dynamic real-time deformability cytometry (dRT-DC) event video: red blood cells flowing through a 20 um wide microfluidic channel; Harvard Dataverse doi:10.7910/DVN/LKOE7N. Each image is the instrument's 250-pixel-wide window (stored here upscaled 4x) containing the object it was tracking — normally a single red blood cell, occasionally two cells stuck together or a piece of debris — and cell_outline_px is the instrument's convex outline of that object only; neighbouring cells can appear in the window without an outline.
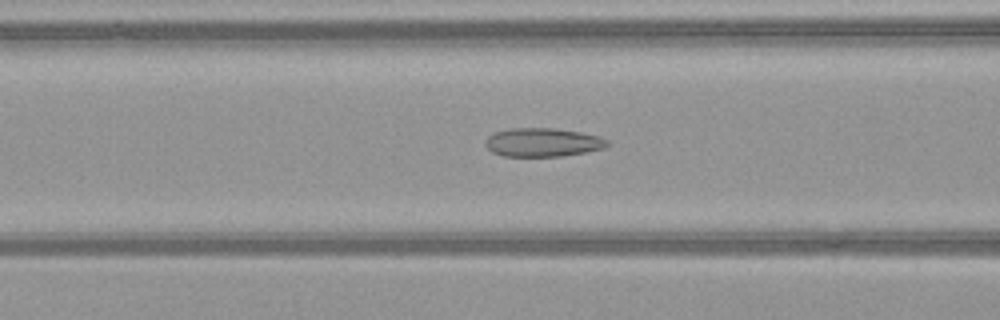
{"species": "common noctule bat (a hibernating species)", "species_latin": "Nyctalus noctula", "temperature_condition": "warm", "stored_images_in_passage": 49, "camera_frame_rate_fps": 3000, "um_per_image_px": 0.085, "animal": {"sex": "female", "body_mass_g": 21.9}, "frame": {"image": 1, "passage_image": 22, "time_ms": 7.0, "image_size_px": [1000, 320], "cell_outline_px": [[608, 144], [604, 148], [584, 152], [560, 156], [504, 156], [492, 152], [484, 144], [488, 136], [496, 132], [508, 128], [556, 128], [580, 132], [600, 136], [608, 140]], "centroid_in_image_um": [46.12, 12.09], "position_along_channel_um": 120.5, "area_um2": 20.29}}
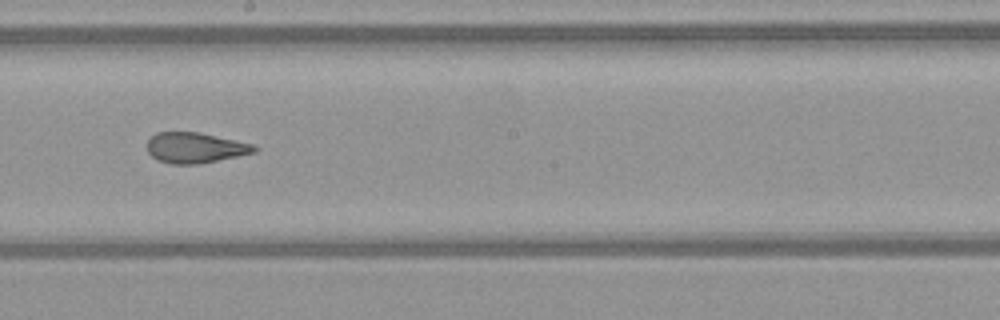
{"frame": {"image": 2, "passage_image": 30, "time_ms": 9.667, "image_size_px": [1000, 320], "cell_outline_px": [[260, 148], [256, 152], [200, 164], [172, 164], [156, 160], [148, 152], [148, 140], [156, 132], [200, 132], [252, 144]], "centroid_in_image_um": [16.59, 12.56], "position_along_channel_um": 231.6, "area_um2": 19.07}}
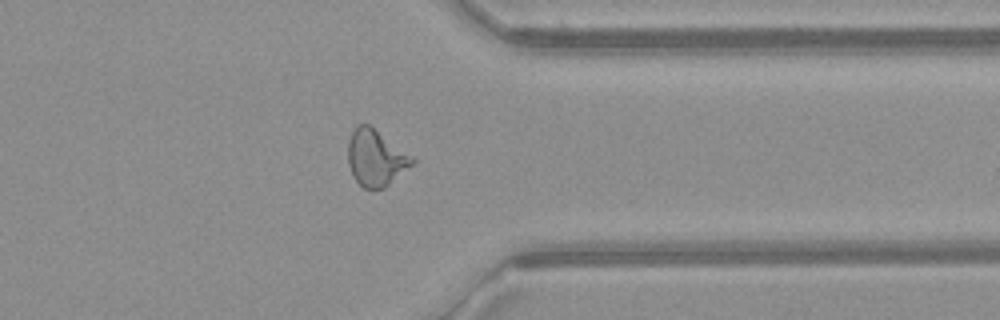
{"frame": {"image": 3, "passage_image": 41, "time_ms": 13.333, "image_size_px": [1000, 320], "cell_outline_px": [[416, 160], [412, 164], [384, 188], [364, 188], [352, 176], [348, 164], [348, 140], [352, 132], [360, 124], [368, 124]], "centroid_in_image_um": [31.89, 13.43], "position_along_channel_um": 379.5, "area_um2": 20.4}, "authors_computed_cell_mechanics": {"area_um2": 21.3282, "velocity_mm_per_s": 4.1538, "shape_relaxation_time_tau1_ms": null, "shape_relaxation_time_tau2_ms": 1.4738, "deformation_change_tau1": null, "deformation_change_tau2": 0.0899}}